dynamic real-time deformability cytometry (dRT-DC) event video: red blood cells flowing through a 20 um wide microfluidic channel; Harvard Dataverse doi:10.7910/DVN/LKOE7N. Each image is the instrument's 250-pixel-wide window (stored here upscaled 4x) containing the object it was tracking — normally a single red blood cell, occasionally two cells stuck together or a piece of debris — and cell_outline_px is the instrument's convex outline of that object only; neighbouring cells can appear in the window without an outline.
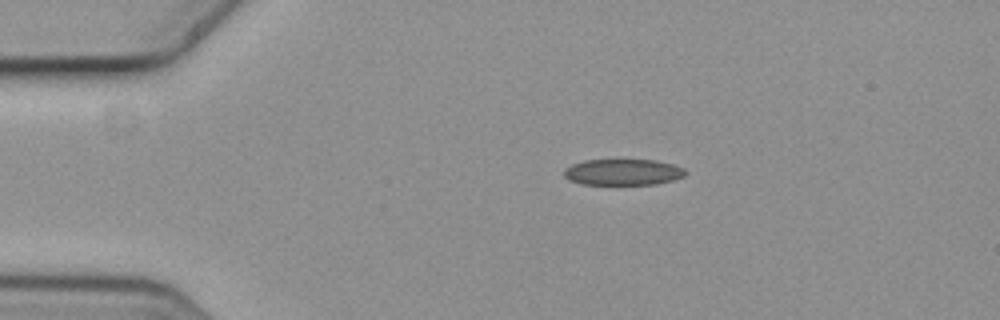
{"species": "common noctule bat (a hibernating species)", "species_latin": "Nyctalus noctula", "temperature_condition": "cold", "stored_images_in_passage": 6, "camera_frame_rate_fps": 3000, "um_per_image_px": 0.085, "animal": {"sex": "female", "body_mass_g": 19.3, "forearm_length_mm": 54.1}, "frame": {"image": 1, "passage_image": 1, "time_ms": 0.0, "image_size_px": [1000, 320], "cell_outline_px": [[688, 172], [684, 176], [672, 180], [656, 184], [580, 184], [568, 180], [564, 176], [564, 168], [572, 164], [584, 160], [656, 160], [672, 164], [684, 168]], "centroid_in_image_um": [52.94, 14.63], "position_along_channel_um": 32.1, "area_um2": 18.55}}
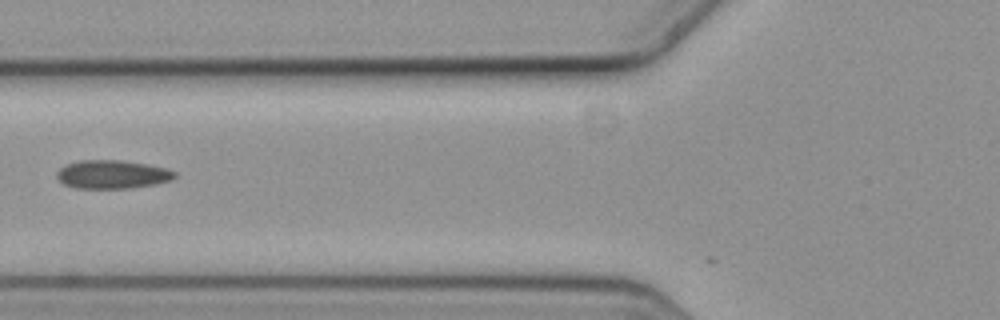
{"frame": {"image": 2, "passage_image": 4, "time_ms": 1.0, "image_size_px": [1000, 320], "cell_outline_px": [[176, 176], [172, 180], [156, 184], [132, 188], [76, 188], [64, 184], [56, 176], [56, 172], [60, 168], [68, 164], [80, 160], [120, 160], [148, 164], [164, 168], [176, 172]], "centroid_in_image_um": [9.56, 14.82], "position_along_channel_um": 116.2, "area_um2": 19.54}}
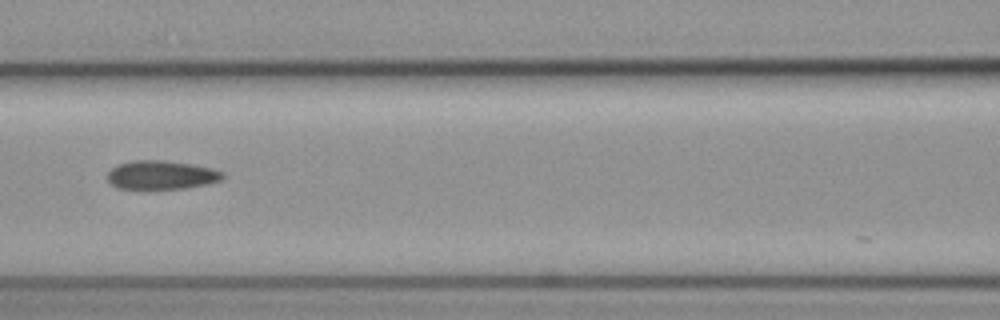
{"frame": {"image": 3, "passage_image": 5, "time_ms": 1.333, "image_size_px": [1000, 320], "cell_outline_px": [[224, 176], [220, 180], [208, 184], [184, 188], [152, 192], [116, 188], [108, 180], [108, 172], [116, 164], [132, 160], [164, 160], [192, 164], [212, 168], [224, 172]], "centroid_in_image_um": [13.67, 14.91], "position_along_channel_um": 152.9, "area_um2": 20.23}}